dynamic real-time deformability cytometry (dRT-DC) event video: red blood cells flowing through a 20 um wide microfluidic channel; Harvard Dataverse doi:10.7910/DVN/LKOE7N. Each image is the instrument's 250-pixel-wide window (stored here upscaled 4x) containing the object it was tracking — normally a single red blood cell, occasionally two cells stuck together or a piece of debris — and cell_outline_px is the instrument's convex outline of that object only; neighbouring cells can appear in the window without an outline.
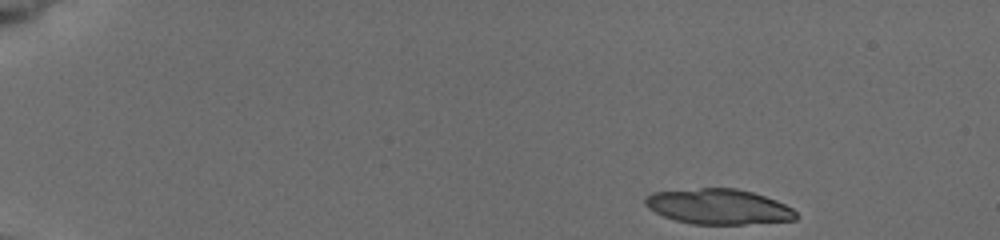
{"species": "common noctule bat (a hibernating species)", "species_latin": "Nyctalus noctula", "temperature_condition": "cold", "stored_images_in_passage": 7, "camera_frame_rate_fps": 3000, "um_per_image_px": 0.085, "animal": {"sex": "female", "body_mass_g": 19.5, "forearm_length_mm": 54.1}, "frame": {"image": 1, "passage_image": 1, "time_ms": 0.0, "image_size_px": [1000, 240], "cell_outline_px": [[800, 216], [796, 220], [744, 224], [692, 224], [676, 220], [664, 216], [648, 208], [644, 204], [644, 196], [652, 192], [700, 188], [736, 188], [752, 192], [776, 200], [792, 208]], "centroid_in_image_um": [61.07, 17.56], "position_along_channel_um": 23.9, "area_um2": 31.1}}